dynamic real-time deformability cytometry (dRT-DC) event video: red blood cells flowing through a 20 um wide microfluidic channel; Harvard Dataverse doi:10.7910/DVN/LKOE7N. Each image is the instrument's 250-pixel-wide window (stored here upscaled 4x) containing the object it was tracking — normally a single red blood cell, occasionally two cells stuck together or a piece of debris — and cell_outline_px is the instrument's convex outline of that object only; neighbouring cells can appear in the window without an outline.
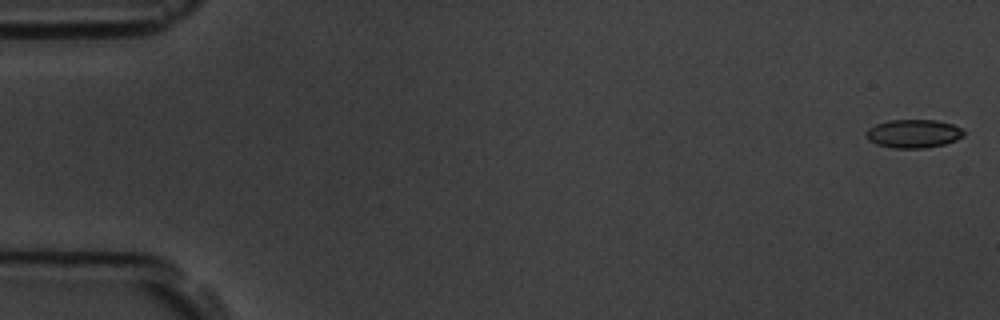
{"species": "common noctule bat (a hibernating species)", "species_latin": "Nyctalus noctula", "temperature_condition": "room temperature", "stored_images_in_passage": 6, "camera_frame_rate_fps": 3000, "um_per_image_px": 0.085, "animal": {"sex": "male", "body_mass_g": 19.5, "forearm_length_mm": 54.6}, "frame": {"image": 1, "passage_image": 1, "time_ms": 0.0, "image_size_px": [1000, 320], "cell_outline_px": [[964, 136], [956, 140], [944, 144], [924, 148], [892, 148], [876, 144], [868, 140], [864, 136], [864, 132], [868, 128], [876, 124], [888, 120], [936, 120], [952, 124], [960, 128], [964, 132]], "centroid_in_image_um": [77.6, 11.36], "position_along_channel_um": 7.4, "area_um2": 16.3}}
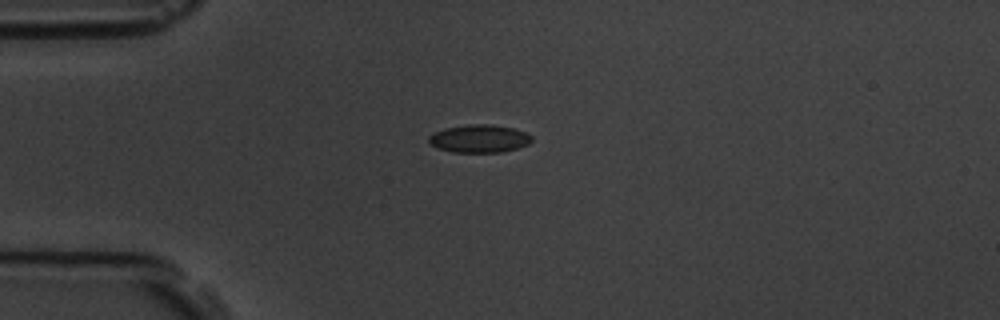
{"frame": {"image": 2, "passage_image": 4, "time_ms": 4.333, "image_size_px": [1000, 320], "cell_outline_px": [[532, 140], [528, 144], [516, 148], [500, 152], [452, 152], [436, 148], [428, 144], [428, 136], [432, 132], [444, 128], [468, 124], [492, 124], [512, 128], [524, 132], [532, 136]], "centroid_in_image_um": [40.66, 11.78], "position_along_channel_um": 44.3, "area_um2": 16.88}}
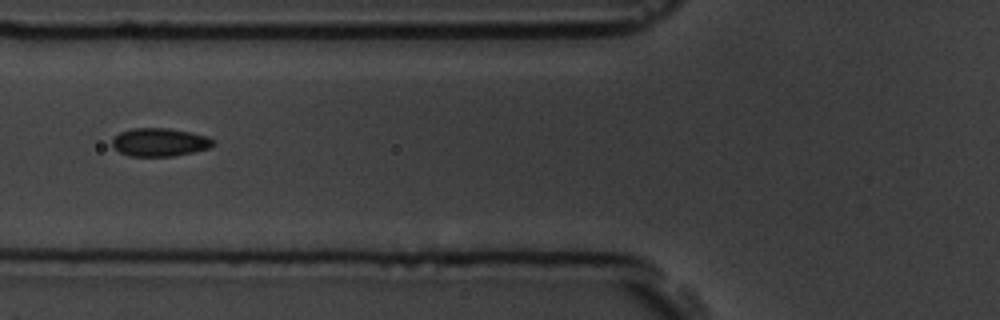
{"frame": {"image": 3, "passage_image": 6, "time_ms": 6.667, "image_size_px": [1000, 320], "cell_outline_px": [[216, 144], [208, 148], [192, 152], [172, 156], [128, 156], [120, 152], [112, 144], [112, 140], [120, 132], [132, 128], [168, 128], [192, 132], [208, 136], [216, 140]], "centroid_in_image_um": [13.62, 12.08], "position_along_channel_um": 112.2, "area_um2": 16.65}}